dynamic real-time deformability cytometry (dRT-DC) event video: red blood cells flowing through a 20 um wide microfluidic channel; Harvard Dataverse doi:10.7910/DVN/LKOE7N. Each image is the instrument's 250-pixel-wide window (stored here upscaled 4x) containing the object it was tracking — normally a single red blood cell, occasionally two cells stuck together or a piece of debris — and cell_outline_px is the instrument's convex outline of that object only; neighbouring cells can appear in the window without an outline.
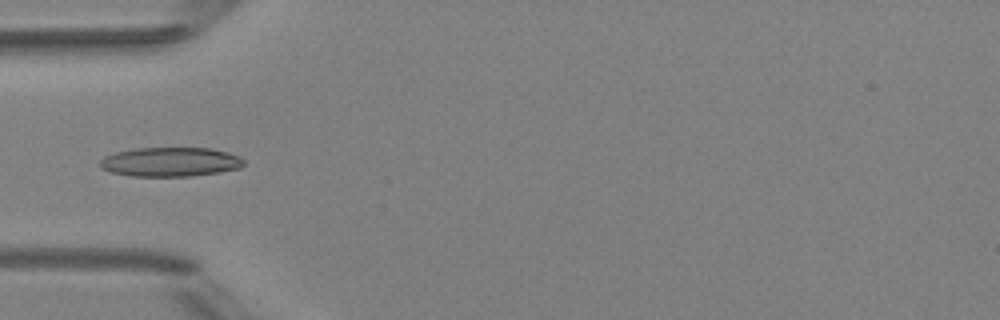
{"species": "Egyptian fruit bat (a non-hibernating species)", "species_latin": "Rousettus aegyptiacus", "temperature_condition": "room temperature", "stored_images_in_passage": 4, "camera_frame_rate_fps": 3000, "um_per_image_px": 0.085, "animal": {"sex": "female"}, "frame": {"image": 1, "passage_image": 4, "time_ms": 3.333, "image_size_px": [1000, 320], "cell_outline_px": [[244, 164], [240, 168], [220, 172], [188, 176], [132, 176], [112, 172], [100, 168], [100, 160], [104, 156], [116, 152], [136, 148], [212, 148], [228, 152], [240, 156], [244, 160]], "centroid_in_image_um": [14.49, 13.76], "position_along_channel_um": 70.5, "area_um2": 24.57}}